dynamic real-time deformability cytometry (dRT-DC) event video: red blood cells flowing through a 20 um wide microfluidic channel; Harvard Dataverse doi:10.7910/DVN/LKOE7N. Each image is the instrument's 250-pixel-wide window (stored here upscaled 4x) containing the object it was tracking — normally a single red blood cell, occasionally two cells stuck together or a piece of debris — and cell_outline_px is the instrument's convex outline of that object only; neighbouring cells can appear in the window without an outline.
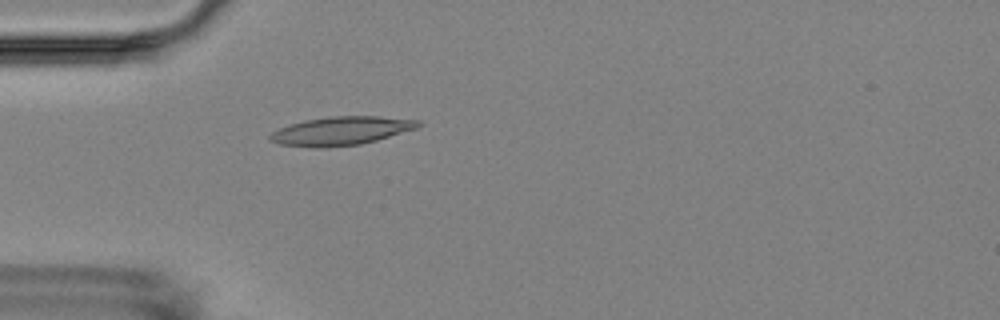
{"species": "Egyptian fruit bat (a non-hibernating species)", "species_latin": "Rousettus aegyptiacus", "temperature_condition": "room temperature", "stored_images_in_passage": 5, "camera_frame_rate_fps": 3000, "um_per_image_px": 0.085, "animal": {"sex": "female"}, "frame": {"image": 1, "passage_image": 5, "time_ms": 4.333, "image_size_px": [1000, 320], "cell_outline_px": [[424, 124], [416, 128], [376, 140], [360, 144], [316, 148], [280, 144], [268, 140], [268, 136], [272, 132], [280, 128], [304, 120], [328, 116], [380, 116], [420, 120]], "centroid_in_image_um": [28.99, 11.11], "position_along_channel_um": 56.0, "area_um2": 24.57}}